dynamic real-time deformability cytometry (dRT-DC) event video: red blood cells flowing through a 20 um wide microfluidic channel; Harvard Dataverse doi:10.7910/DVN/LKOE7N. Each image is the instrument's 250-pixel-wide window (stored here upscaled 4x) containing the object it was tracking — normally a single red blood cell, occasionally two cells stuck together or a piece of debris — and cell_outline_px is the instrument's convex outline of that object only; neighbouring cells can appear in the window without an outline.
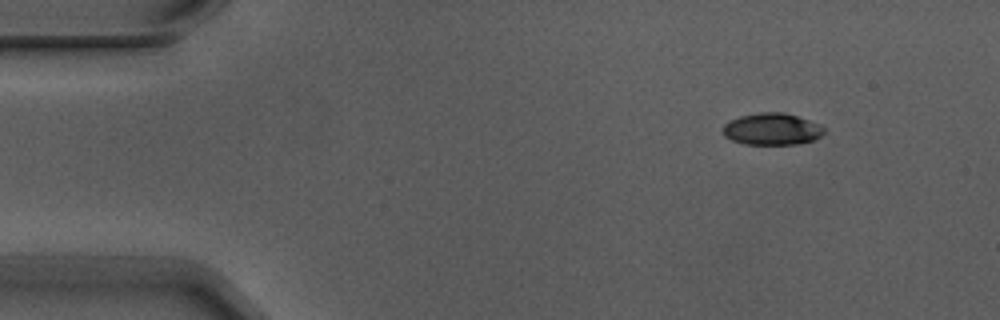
{"species": "Egyptian fruit bat (a non-hibernating species)", "species_latin": "Rousettus aegyptiacus", "temperature_condition": "warm", "stored_images_in_passage": 4, "camera_frame_rate_fps": 3000, "um_per_image_px": 0.085, "animal": {"sex": "male"}, "frame": {"image": 1, "passage_image": 1, "time_ms": 0.0, "image_size_px": [1000, 320], "cell_outline_px": [[824, 132], [820, 136], [812, 140], [796, 144], [744, 144], [732, 140], [724, 136], [724, 124], [740, 116], [760, 112], [784, 112], [820, 124], [824, 128]], "centroid_in_image_um": [65.62, 10.97], "position_along_channel_um": 19.4, "area_um2": 18.55}}